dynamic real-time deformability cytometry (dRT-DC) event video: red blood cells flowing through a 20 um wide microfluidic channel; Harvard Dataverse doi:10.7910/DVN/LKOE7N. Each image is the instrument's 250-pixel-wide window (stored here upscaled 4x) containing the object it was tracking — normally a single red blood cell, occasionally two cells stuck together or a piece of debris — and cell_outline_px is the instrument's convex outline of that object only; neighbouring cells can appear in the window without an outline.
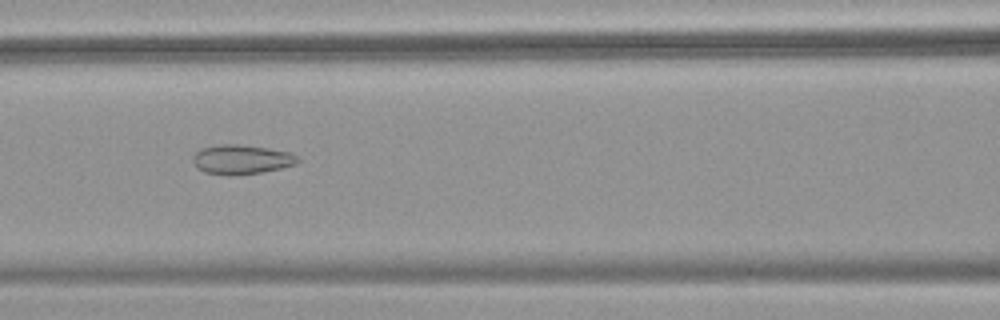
{"species": "common noctule bat (a hibernating species)", "species_latin": "Nyctalus noctula", "temperature_condition": "warm", "stored_images_in_passage": 54, "camera_frame_rate_fps": 3000, "um_per_image_px": 0.085, "animal": {"sex": "female", "body_mass_g": 18.4}, "frame": {"image": 1, "passage_image": 24, "time_ms": 7.667, "image_size_px": [1000, 320], "cell_outline_px": [[300, 160], [296, 164], [280, 168], [260, 172], [228, 176], [204, 172], [196, 168], [192, 160], [192, 156], [200, 148], [220, 144], [236, 144], [268, 148], [288, 152], [296, 156]], "centroid_in_image_um": [20.46, 13.55], "position_along_channel_um": 146.1, "area_um2": 17.98}}
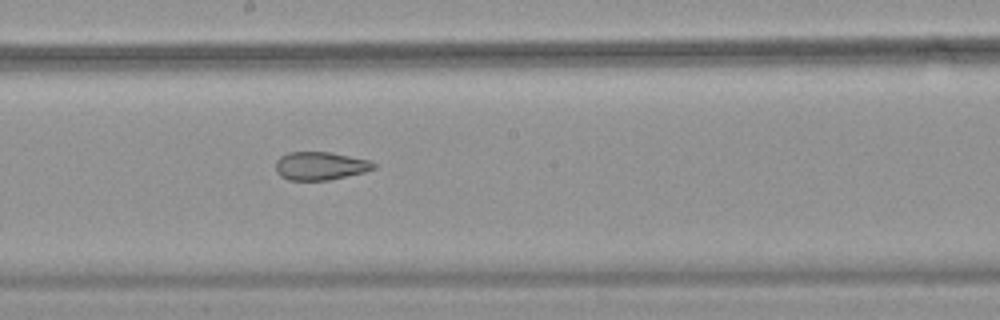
{"frame": {"image": 2, "passage_image": 30, "time_ms": 9.667, "image_size_px": [1000, 320], "cell_outline_px": [[376, 168], [364, 172], [328, 180], [288, 180], [280, 176], [276, 172], [276, 160], [280, 156], [288, 152], [328, 152], [372, 160], [376, 164]], "centroid_in_image_um": [27.22, 14.1], "position_along_channel_um": 221.0, "area_um2": 16.18}}
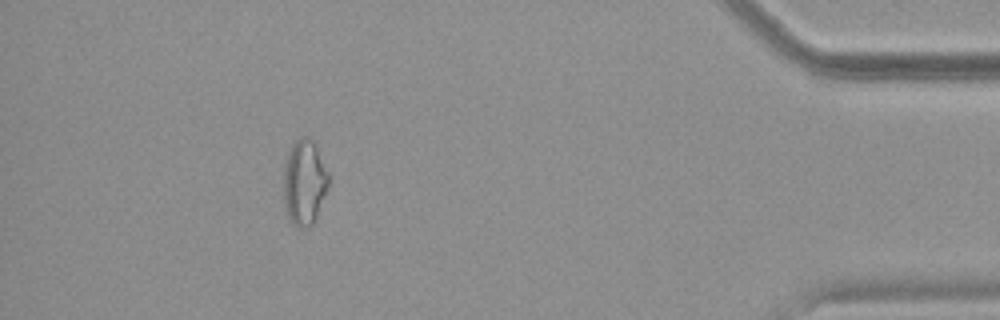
{"frame": {"image": 3, "passage_image": 49, "time_ms": 16.0, "image_size_px": [1000, 320], "cell_outline_px": [[328, 184], [316, 220], [308, 228], [296, 228], [292, 224], [284, 208], [284, 164], [288, 152], [292, 144], [300, 136], [308, 136], [316, 140], [328, 172]], "centroid_in_image_um": [25.87, 15.47], "position_along_channel_um": 409.3, "area_um2": 22.95}, "authors_computed_cell_mechanics": {"area_um2": 21.7617, "velocity_mm_per_s": 3.7725, "shape_relaxation_time_tau1_ms": null, "shape_relaxation_time_tau2_ms": 1.9029, "deformation_change_tau1": null, "deformation_change_tau2": 0.0983}}